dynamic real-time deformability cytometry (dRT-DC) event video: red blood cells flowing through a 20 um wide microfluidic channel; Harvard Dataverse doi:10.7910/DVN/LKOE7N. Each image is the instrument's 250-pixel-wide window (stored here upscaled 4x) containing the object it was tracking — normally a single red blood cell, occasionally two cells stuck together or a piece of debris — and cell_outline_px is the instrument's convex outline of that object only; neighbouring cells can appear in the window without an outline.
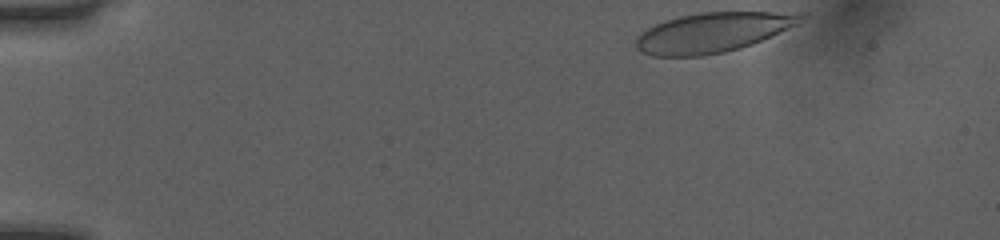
{"species": "human", "species_latin": "Homo sapiens", "temperature_condition": "room temperature", "stored_images_in_passage": 38, "camera_frame_rate_fps": 3000, "um_per_image_px": 0.085, "donor": {"sex": "female"}, "frame": {"image": 1, "passage_image": 1, "time_ms": 0.0, "image_size_px": [1000, 240], "cell_outline_px": [[808, 16], [796, 24], [752, 44], [740, 48], [724, 52], [700, 56], [652, 56], [640, 52], [636, 48], [636, 36], [640, 32], [664, 20], [680, 16], [700, 12], [808, 12]], "centroid_in_image_um": [60.56, 2.75], "position_along_channel_um": 24.4, "area_um2": 38.26}}
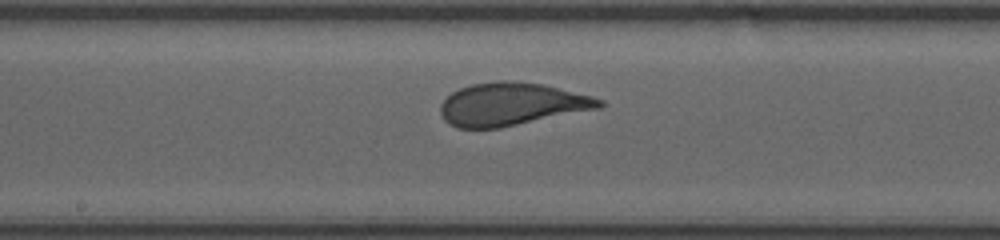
{"frame": {"image": 2, "passage_image": 22, "time_ms": 7.0, "image_size_px": [1000, 240], "cell_outline_px": [[604, 104], [600, 108], [500, 128], [456, 128], [448, 124], [444, 120], [440, 112], [440, 104], [452, 92], [460, 88], [472, 84], [496, 80], [508, 80], [540, 84], [592, 96], [604, 100]], "centroid_in_image_um": [43.45, 8.86], "position_along_channel_um": 204.8, "area_um2": 39.59}}
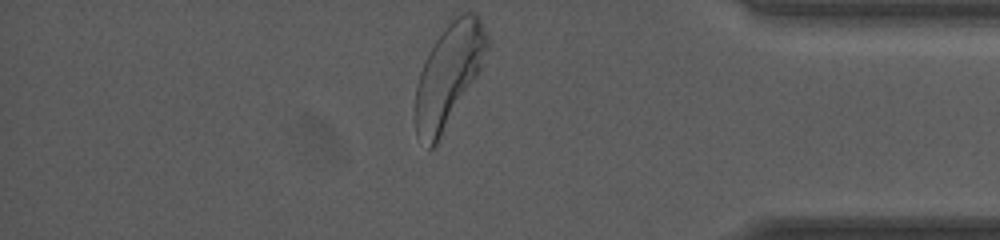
{"frame": {"image": 3, "passage_image": 38, "time_ms": 12.333, "image_size_px": [1000, 240], "cell_outline_px": [[488, 44], [480, 68], [476, 76], [436, 148], [428, 148], [416, 136], [416, 84], [424, 60], [428, 52], [444, 28], [456, 16], [464, 12], [476, 12], [480, 16], [488, 40]], "centroid_in_image_um": [38.11, 6.42], "position_along_channel_um": 397.1, "area_um2": 42.37}, "authors_computed_cell_mechanics": {"area_um2": 39.4196, "velocity_mm_per_s": 4.0369, "shape_relaxation_time_tau1_ms": 3.0508, "shape_relaxation_time_tau2_ms": null, "deformation_change_tau1": 0.1639, "deformation_change_tau2": null}}